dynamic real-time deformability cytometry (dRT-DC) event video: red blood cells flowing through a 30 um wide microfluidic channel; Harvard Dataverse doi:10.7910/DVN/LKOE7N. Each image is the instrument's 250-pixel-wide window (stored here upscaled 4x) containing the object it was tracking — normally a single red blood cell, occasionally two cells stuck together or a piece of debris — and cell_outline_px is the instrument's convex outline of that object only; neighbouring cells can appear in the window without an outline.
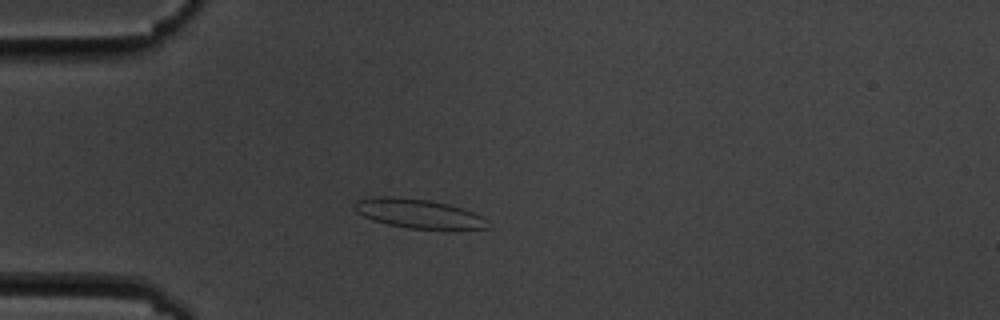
{"species": "common noctule bat (a hibernating species)", "species_latin": "Nyctalus noctula", "temperature_condition": "cold", "stored_images_in_passage": 4, "camera_frame_rate_fps": 3000, "um_per_image_px": 0.085, "animal": {"sex": "male", "body_mass_g": 19.5, "forearm_length_mm": 54.6}, "frame": {"image": 1, "passage_image": 4, "time_ms": 3.333, "image_size_px": [1000, 320], "cell_outline_px": [[492, 228], [456, 232], [408, 228], [388, 224], [372, 220], [356, 212], [352, 208], [352, 204], [356, 200], [376, 196], [392, 196], [432, 200], [464, 208], [480, 216]], "centroid_in_image_um": [35.62, 18.19], "position_along_channel_um": 49.4, "area_um2": 23.7}}